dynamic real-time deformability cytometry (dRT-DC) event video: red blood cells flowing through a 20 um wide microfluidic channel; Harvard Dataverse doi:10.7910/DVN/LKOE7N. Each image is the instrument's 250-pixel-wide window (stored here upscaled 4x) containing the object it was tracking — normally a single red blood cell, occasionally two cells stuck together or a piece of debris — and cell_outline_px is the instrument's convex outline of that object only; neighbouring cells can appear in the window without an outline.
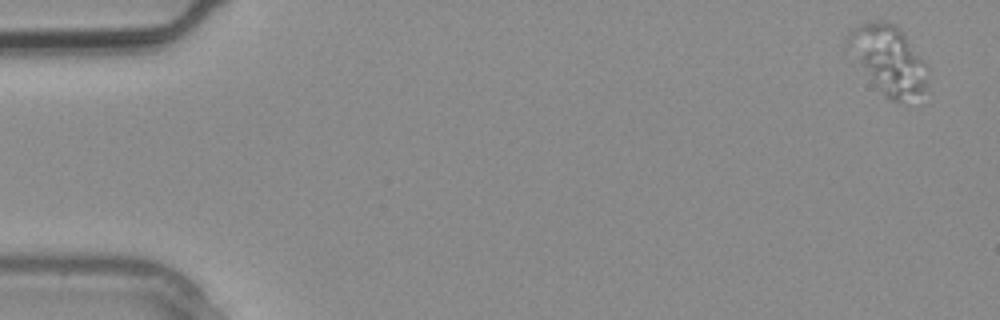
{"species": "common noctule bat (a hibernating species)", "species_latin": "Nyctalus noctula", "temperature_condition": "warm", "stored_images_in_passage": 3, "segment_of_instrument_passage": [1, 2], "camera_frame_rate_fps": 3000, "um_per_image_px": 0.085, "animal": {"sex": "male", "body_mass_g": 20.4}, "frame": {"image": 1, "passage_image": 1, "time_ms": 0.0, "image_size_px": [1000, 320], "cell_outline_px": [[928, 84], [920, 92], [900, 100], [888, 100], [884, 96], [844, 48], [844, 36], [852, 28], [868, 20], [884, 20], [896, 24], [900, 28], [924, 64]], "centroid_in_image_um": [75.38, 4.98], "position_along_channel_um": 9.6, "area_um2": 31.56}}